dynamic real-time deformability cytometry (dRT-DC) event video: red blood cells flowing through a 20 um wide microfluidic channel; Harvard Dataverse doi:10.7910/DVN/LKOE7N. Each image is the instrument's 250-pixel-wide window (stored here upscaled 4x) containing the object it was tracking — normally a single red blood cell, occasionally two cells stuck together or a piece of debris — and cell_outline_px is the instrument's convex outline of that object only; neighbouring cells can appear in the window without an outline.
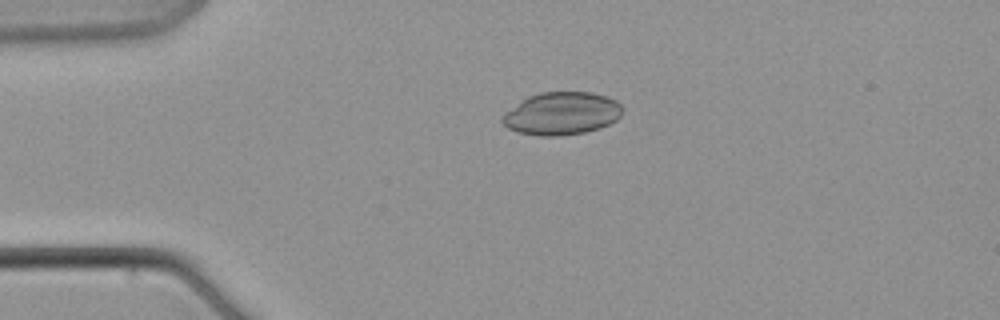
{"species": "common noctule bat (a hibernating species)", "species_latin": "Nyctalus noctula", "temperature_condition": "warm", "stored_images_in_passage": 3, "camera_frame_rate_fps": 3000, "um_per_image_px": 0.085, "animal": {"sex": "male", "body_mass_g": 21.5, "forearm_length_mm": 52.0}, "frame": {"image": 1, "passage_image": 1, "time_ms": 0.0, "image_size_px": [1000, 320], "cell_outline_px": [[624, 108], [620, 116], [616, 120], [600, 128], [584, 132], [556, 136], [540, 136], [516, 132], [508, 128], [500, 120], [500, 116], [504, 112], [520, 100], [528, 96], [540, 92], [592, 92], [608, 96], [616, 100]], "centroid_in_image_um": [47.72, 9.64], "position_along_channel_um": 37.3, "area_um2": 30.29}}
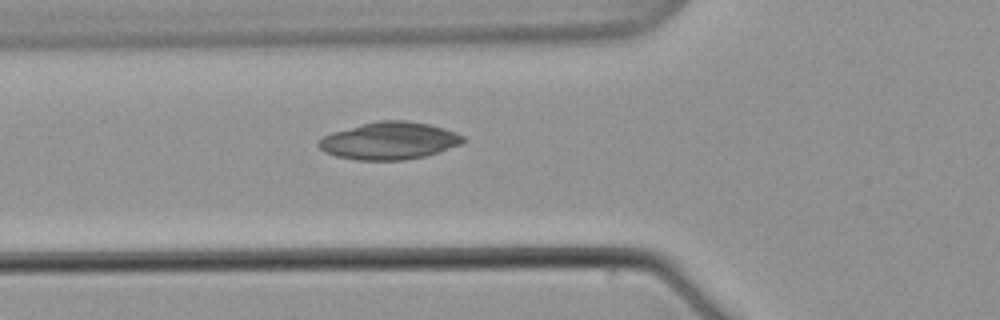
{"frame": {"image": 2, "passage_image": 3, "time_ms": 3.333, "image_size_px": [1000, 320], "cell_outline_px": [[468, 140], [460, 144], [424, 156], [404, 160], [360, 160], [336, 156], [324, 152], [316, 144], [324, 136], [332, 132], [380, 120], [404, 120], [428, 124], [444, 128], [456, 132], [464, 136]], "centroid_in_image_um": [33.1, 11.96], "position_along_channel_um": 92.7, "area_um2": 31.15}}